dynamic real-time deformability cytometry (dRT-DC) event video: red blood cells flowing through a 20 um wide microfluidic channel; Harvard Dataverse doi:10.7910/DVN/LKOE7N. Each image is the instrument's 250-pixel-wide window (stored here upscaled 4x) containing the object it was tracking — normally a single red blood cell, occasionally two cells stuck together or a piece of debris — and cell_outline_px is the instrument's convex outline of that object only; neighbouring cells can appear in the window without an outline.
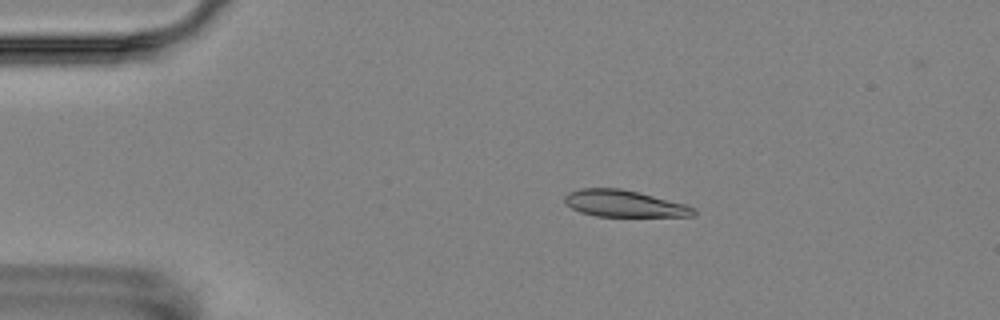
{"species": "Egyptian fruit bat (a non-hibernating species)", "species_latin": "Rousettus aegyptiacus", "temperature_condition": "room temperature", "stored_images_in_passage": 4, "camera_frame_rate_fps": 3000, "um_per_image_px": 0.085, "animal": {"sex": "female"}, "frame": {"image": 1, "passage_image": 3, "time_ms": 2.333, "image_size_px": [1000, 320], "cell_outline_px": [[696, 212], [692, 216], [596, 216], [580, 212], [572, 208], [564, 200], [564, 196], [568, 192], [580, 188], [620, 188], [684, 204], [696, 208]], "centroid_in_image_um": [53.01, 17.3], "position_along_channel_um": 32.0, "area_um2": 19.77}}